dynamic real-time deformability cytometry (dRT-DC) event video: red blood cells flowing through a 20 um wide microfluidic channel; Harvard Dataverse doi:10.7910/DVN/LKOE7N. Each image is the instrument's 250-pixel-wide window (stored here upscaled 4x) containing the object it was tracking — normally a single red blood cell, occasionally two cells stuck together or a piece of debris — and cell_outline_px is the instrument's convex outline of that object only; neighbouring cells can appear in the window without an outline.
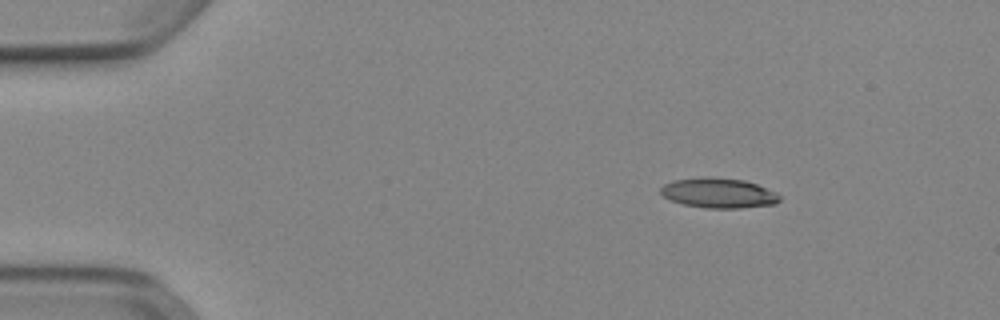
{"species": "Egyptian fruit bat (a non-hibernating species)", "species_latin": "Rousettus aegyptiacus", "temperature_condition": "cold", "stored_images_in_passage": 45, "camera_frame_rate_fps": 3000, "um_per_image_px": 0.085, "animal": {"sex": "female"}, "frame": {"image": 1, "passage_image": 1, "time_ms": 0.0, "image_size_px": [1000, 320], "cell_outline_px": [[780, 200], [776, 204], [740, 208], [704, 208], [684, 204], [672, 200], [664, 196], [660, 192], [660, 188], [664, 184], [672, 180], [704, 176], [708, 176], [744, 180], [756, 184], [776, 192], [780, 196]], "centroid_in_image_um": [61.08, 16.4], "position_along_channel_um": 23.9, "area_um2": 20.87}}
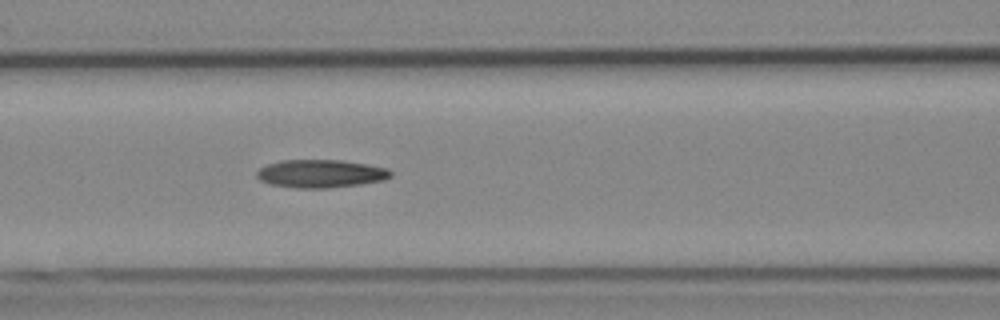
{"frame": {"image": 2, "passage_image": 16, "time_ms": 5.0, "image_size_px": [1000, 320], "cell_outline_px": [[392, 176], [384, 180], [360, 184], [328, 188], [296, 188], [268, 184], [260, 180], [256, 176], [256, 172], [260, 168], [268, 164], [280, 160], [344, 160], [368, 164], [388, 168], [392, 172]], "centroid_in_image_um": [27.26, 14.76], "position_along_channel_um": 139.3, "area_um2": 22.08}}
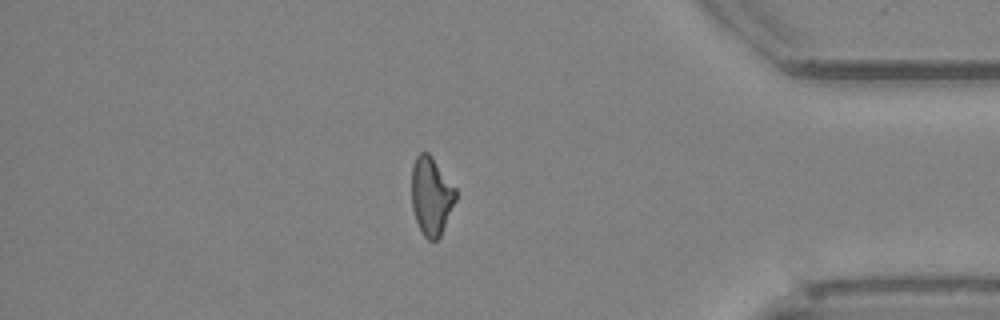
{"frame": {"image": 3, "passage_image": 38, "time_ms": 12.333, "image_size_px": [1000, 320], "cell_outline_px": [[456, 200], [440, 236], [436, 240], [428, 240], [424, 236], [416, 220], [412, 208], [412, 164], [416, 156], [420, 152], [428, 152], [432, 156], [456, 188]], "centroid_in_image_um": [36.66, 16.63], "position_along_channel_um": 398.5, "area_um2": 20.06}, "authors_computed_cell_mechanics": {"area_um2": 20.9814, "velocity_mm_per_s": 3.935, "shape_relaxation_time_tau1_ms": 8.1832, "shape_relaxation_time_tau2_ms": 3.7451, "deformation_change_tau1": 0.2033, "deformation_change_tau2": 0.1423}}